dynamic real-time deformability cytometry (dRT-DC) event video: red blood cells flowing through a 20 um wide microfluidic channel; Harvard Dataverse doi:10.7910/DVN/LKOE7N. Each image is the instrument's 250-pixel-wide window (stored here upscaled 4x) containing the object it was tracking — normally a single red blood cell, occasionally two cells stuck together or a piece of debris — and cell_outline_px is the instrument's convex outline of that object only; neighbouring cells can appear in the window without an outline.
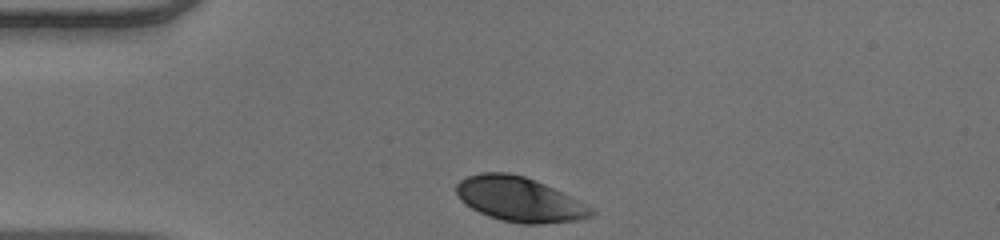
{"species": "human", "species_latin": "Homo sapiens", "temperature_condition": "warm", "stored_images_in_passage": 31, "camera_frame_rate_fps": 3000, "um_per_image_px": 0.085, "donor": {"sex": "male"}, "frame": {"image": 1, "passage_image": 1, "time_ms": 0.0, "image_size_px": [1000, 240], "cell_outline_px": [[596, 212], [592, 216], [576, 220], [540, 224], [520, 224], [500, 220], [488, 216], [464, 204], [460, 200], [456, 192], [456, 184], [460, 180], [468, 176], [480, 172], [508, 172], [524, 176], [544, 184], [592, 208]], "centroid_in_image_um": [44.09, 16.94], "position_along_channel_um": 40.9, "area_um2": 34.8}}
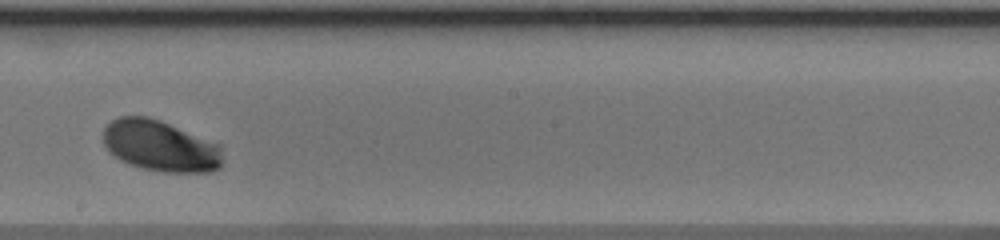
{"frame": {"image": 2, "passage_image": 18, "time_ms": 5.667, "image_size_px": [1000, 240], "cell_outline_px": [[220, 168], [212, 172], [160, 172], [128, 164], [120, 160], [108, 152], [104, 144], [104, 128], [112, 120], [120, 116], [148, 116], [160, 120], [220, 144]], "centroid_in_image_um": [13.6, 12.4], "position_along_channel_um": 234.6, "area_um2": 35.55}}
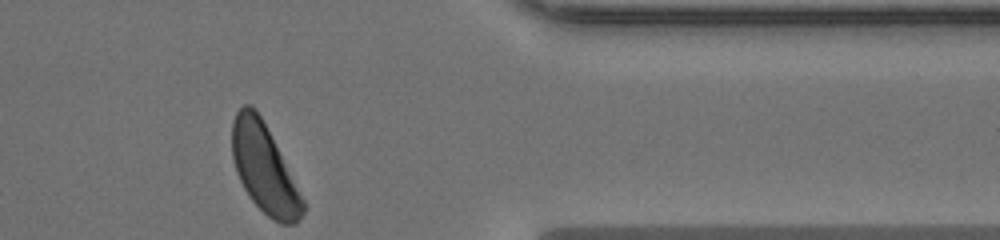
{"frame": {"image": 3, "passage_image": 31, "time_ms": 10.0, "image_size_px": [1000, 240], "cell_outline_px": [[304, 212], [296, 224], [280, 224], [272, 220], [248, 196], [236, 172], [232, 156], [232, 120], [236, 112], [244, 104], [252, 104], [256, 108], [304, 200]], "centroid_in_image_um": [22.43, 14.33], "position_along_channel_um": 389.0, "area_um2": 36.01}, "authors_computed_cell_mechanics": {"area_um2": 36.0094, "velocity_mm_per_s": 3.9667, "shape_relaxation_time_tau1_ms": 1.962, "shape_relaxation_time_tau2_ms": null, "deformation_change_tau1": 0.1307, "deformation_change_tau2": null}}